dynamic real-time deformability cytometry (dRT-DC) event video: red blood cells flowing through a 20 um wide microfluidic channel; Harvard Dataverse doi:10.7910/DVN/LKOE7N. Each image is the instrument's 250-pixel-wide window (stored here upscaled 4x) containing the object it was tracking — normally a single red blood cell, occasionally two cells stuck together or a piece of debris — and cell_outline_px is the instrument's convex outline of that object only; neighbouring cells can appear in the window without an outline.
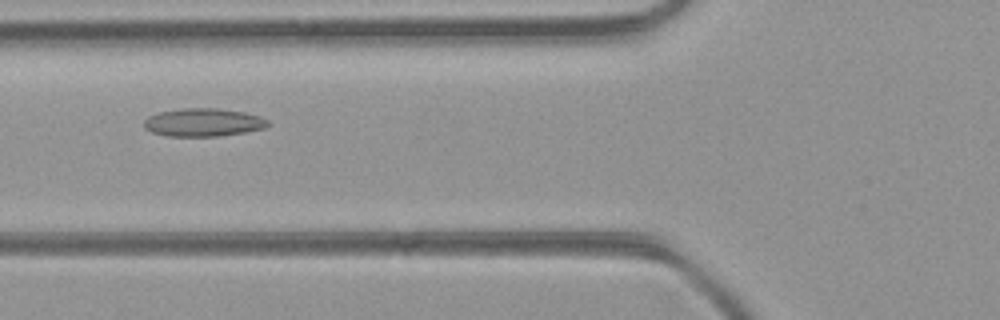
{"species": "common noctule bat (a hibernating species)", "species_latin": "Nyctalus noctula", "temperature_condition": "room temperature", "stored_images_in_passage": 33, "camera_frame_rate_fps": 3000, "um_per_image_px": 0.085, "animal": {"sex": "female", "body_mass_g": 21.9}, "frame": {"image": 1, "passage_image": 9, "time_ms": 2.667, "image_size_px": [1000, 320], "cell_outline_px": [[268, 124], [264, 128], [244, 132], [216, 136], [168, 136], [152, 132], [144, 128], [144, 120], [148, 116], [160, 112], [184, 108], [216, 108], [244, 112], [260, 116], [268, 120]], "centroid_in_image_um": [17.26, 10.4], "position_along_channel_um": 108.5, "area_um2": 20.11}}
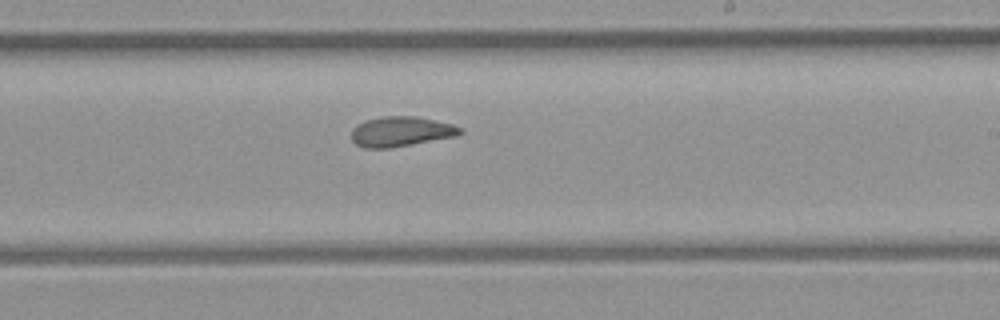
{"frame": {"image": 2, "passage_image": 19, "time_ms": 6.0, "image_size_px": [1000, 320], "cell_outline_px": [[464, 132], [456, 136], [412, 144], [388, 148], [364, 148], [356, 144], [352, 140], [352, 128], [368, 120], [384, 116], [416, 116], [452, 124], [460, 128]], "centroid_in_image_um": [34.09, 11.18], "position_along_channel_um": 254.9, "area_um2": 18.73}}
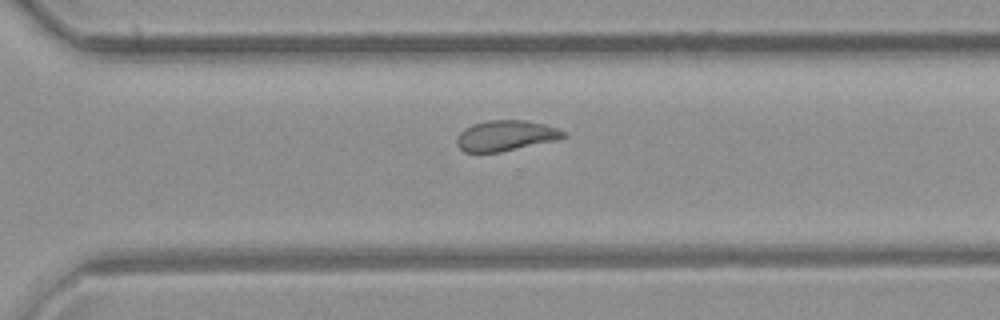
{"frame": {"image": 3, "passage_image": 24, "time_ms": 7.667, "image_size_px": [1000, 320], "cell_outline_px": [[564, 136], [556, 140], [500, 152], [464, 152], [456, 144], [456, 136], [464, 128], [472, 124], [488, 120], [524, 120], [544, 124], [556, 128], [564, 132]], "centroid_in_image_um": [42.92, 11.53], "position_along_channel_um": 327.7, "area_um2": 18.84}, "authors_computed_cell_mechanics": {"area_um2": 18.8428, "velocity_mm_per_s": 4.3789, "shape_relaxation_time_tau1_ms": null, "shape_relaxation_time_tau2_ms": 2.5498, "deformation_change_tau1": null, "deformation_change_tau2": 0.0733}}